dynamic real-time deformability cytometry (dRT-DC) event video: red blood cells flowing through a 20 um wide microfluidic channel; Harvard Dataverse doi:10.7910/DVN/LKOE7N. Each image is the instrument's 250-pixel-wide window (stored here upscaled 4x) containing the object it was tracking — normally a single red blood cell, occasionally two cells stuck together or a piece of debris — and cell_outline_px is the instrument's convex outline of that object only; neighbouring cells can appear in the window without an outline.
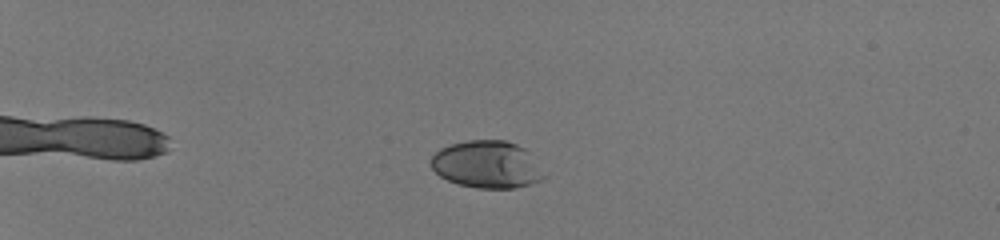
{"species": "human", "species_latin": "Homo sapiens", "temperature_condition": "room temperature", "stored_images_in_passage": 56, "camera_frame_rate_fps": 3000, "um_per_image_px": 0.085, "donor": {"sex": "male"}, "frame": {"image": 1, "passage_image": 18, "time_ms": 5.667, "image_size_px": [1000, 240], "cell_outline_px": [[548, 176], [540, 180], [516, 188], [476, 188], [456, 184], [440, 176], [432, 168], [432, 156], [440, 148], [452, 144], [468, 140], [504, 140], [516, 144], [524, 148], [528, 152]], "centroid_in_image_um": [41.4, 13.99], "position_along_channel_um": 43.6, "area_um2": 31.1}}
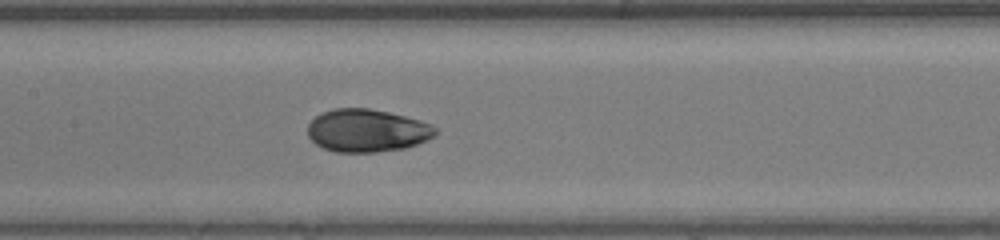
{"frame": {"image": 2, "passage_image": 34, "time_ms": 11.0, "image_size_px": [1000, 240], "cell_outline_px": [[436, 136], [416, 144], [404, 148], [376, 152], [336, 152], [324, 148], [316, 144], [308, 136], [308, 124], [316, 116], [332, 108], [368, 108], [388, 112], [420, 120], [432, 124], [436, 128]], "centroid_in_image_um": [31.2, 11.09], "position_along_channel_um": 176.2, "area_um2": 31.79}}
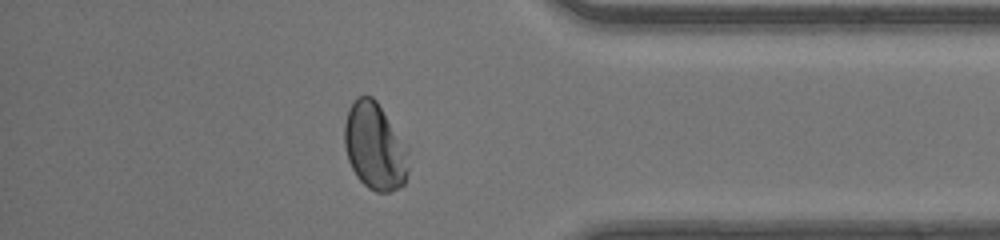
{"frame": {"image": 3, "passage_image": 51, "time_ms": 16.667, "image_size_px": [1000, 240], "cell_outline_px": [[408, 172], [404, 184], [388, 192], [376, 192], [368, 188], [356, 176], [348, 160], [344, 144], [344, 124], [348, 108], [356, 96], [372, 96], [376, 100], [408, 144]], "centroid_in_image_um": [31.86, 12.42], "position_along_channel_um": 403.3, "area_um2": 33.0}, "authors_computed_cell_mechanics": {"area_um2": 32.5414, "velocity_mm_per_s": 4.1613, "shape_relaxation_time_tau1_ms": 5.6553, "shape_relaxation_time_tau2_ms": null, "deformation_change_tau1": 0.1911, "deformation_change_tau2": null}}